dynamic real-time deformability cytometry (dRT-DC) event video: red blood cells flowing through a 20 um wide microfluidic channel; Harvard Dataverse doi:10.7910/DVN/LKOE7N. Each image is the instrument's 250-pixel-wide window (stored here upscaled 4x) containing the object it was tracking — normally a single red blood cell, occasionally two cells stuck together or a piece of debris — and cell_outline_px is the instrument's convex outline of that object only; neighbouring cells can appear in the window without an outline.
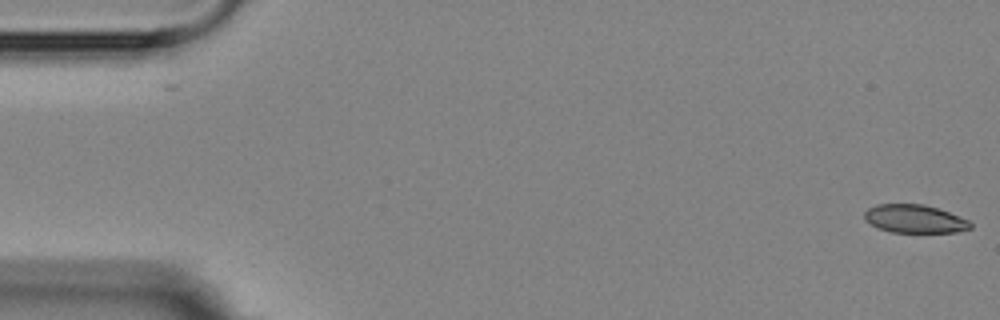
{"species": "Egyptian fruit bat (a non-hibernating species)", "species_latin": "Rousettus aegyptiacus", "temperature_condition": "room temperature", "stored_images_in_passage": 6, "camera_frame_rate_fps": 3000, "um_per_image_px": 0.085, "animal": {"sex": "female"}, "frame": {"image": 1, "passage_image": 1, "time_ms": 0.0, "image_size_px": [1000, 320], "cell_outline_px": [[972, 228], [960, 232], [892, 232], [876, 228], [864, 220], [864, 212], [868, 208], [876, 204], [924, 204], [948, 212], [968, 220], [972, 224]], "centroid_in_image_um": [77.71, 18.6], "position_along_channel_um": 7.3, "area_um2": 17.51}}